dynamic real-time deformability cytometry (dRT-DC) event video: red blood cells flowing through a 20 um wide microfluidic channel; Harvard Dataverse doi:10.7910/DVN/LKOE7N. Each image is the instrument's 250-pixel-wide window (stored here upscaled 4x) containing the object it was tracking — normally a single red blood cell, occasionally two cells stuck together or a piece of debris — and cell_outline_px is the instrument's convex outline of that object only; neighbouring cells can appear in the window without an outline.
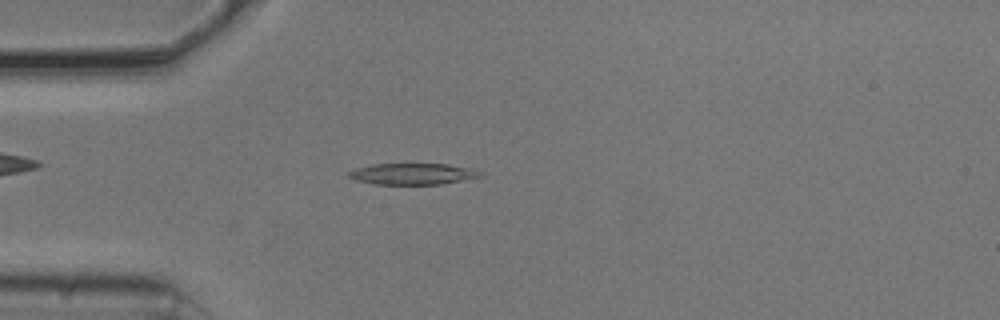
{"species": "common noctule bat (a hibernating species)", "species_latin": "Nyctalus noctula", "temperature_condition": "cold", "stored_images_in_passage": 53, "camera_frame_rate_fps": 3000, "um_per_image_px": 0.085, "animal": {"sex": "male", "body_mass_g": 20.5, "forearm_length_mm": 52.5}, "frame": {"image": 1, "passage_image": 14, "time_ms": 4.333, "image_size_px": [1000, 320], "cell_outline_px": [[484, 176], [440, 184], [372, 184], [356, 180], [348, 176], [348, 172], [356, 168], [372, 164], [448, 164], [468, 168], [484, 172]], "centroid_in_image_um": [35.08, 14.78], "position_along_channel_um": 49.9, "area_um2": 16.24}}
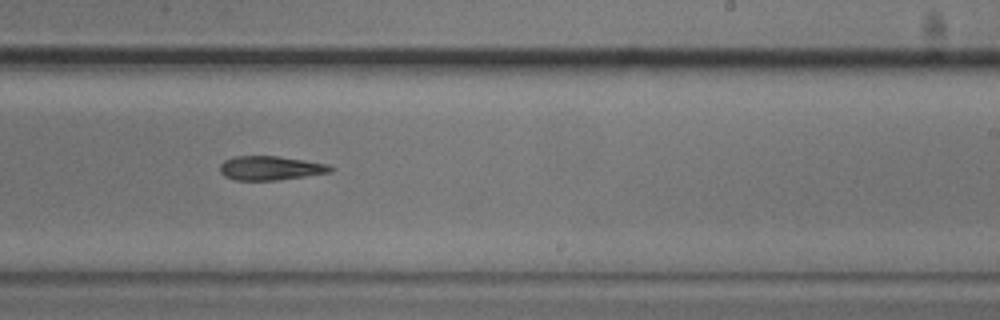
{"frame": {"image": 2, "passage_image": 32, "time_ms": 10.333, "image_size_px": [1000, 320], "cell_outline_px": [[336, 168], [332, 172], [280, 180], [236, 180], [224, 176], [220, 172], [220, 164], [224, 160], [232, 156], [276, 156], [304, 160], [328, 164]], "centroid_in_image_um": [23.0, 14.29], "position_along_channel_um": 266.0, "area_um2": 15.66}}
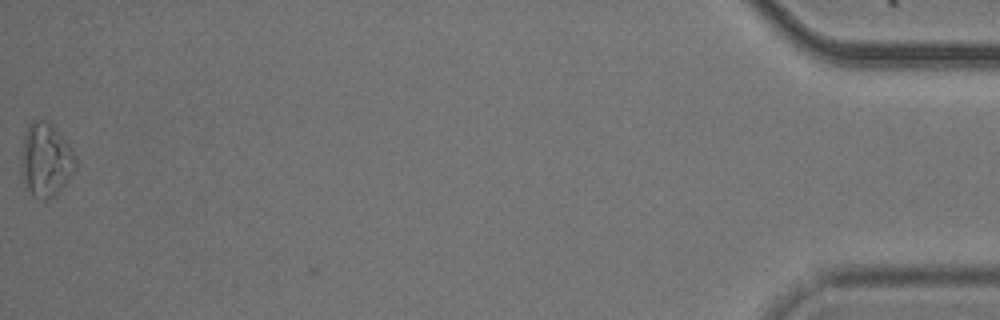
{"frame": {"image": 3, "passage_image": 53, "time_ms": 17.333, "image_size_px": [1000, 320], "cell_outline_px": [[76, 172], [56, 196], [52, 200], [40, 200], [32, 196], [24, 188], [20, 172], [20, 160], [24, 132], [32, 120], [48, 120], [56, 128], [76, 152]], "centroid_in_image_um": [3.9, 13.64], "position_along_channel_um": 431.3, "area_um2": 24.62}}